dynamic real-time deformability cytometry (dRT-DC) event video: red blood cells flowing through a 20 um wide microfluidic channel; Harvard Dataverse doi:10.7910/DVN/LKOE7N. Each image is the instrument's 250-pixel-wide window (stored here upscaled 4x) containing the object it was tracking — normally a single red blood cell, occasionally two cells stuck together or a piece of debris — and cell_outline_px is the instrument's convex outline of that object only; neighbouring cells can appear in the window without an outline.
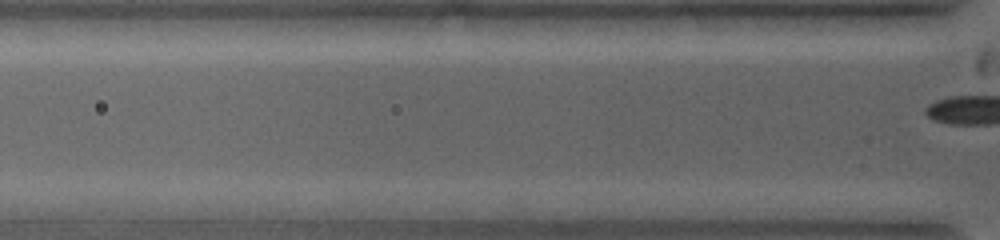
{"species": "common noctule bat (a hibernating species)", "species_latin": "Nyctalus noctula", "temperature_condition": "warm", "stored_images_in_passage": 3, "camera_frame_rate_fps": 5000, "um_per_image_px": 0.085, "animal": {"sex": "female", "body_mass_g": 19.0, "forearm_length_mm": 53.3}, "frame": {"image": 1, "passage_image": 2, "time_ms": 0.2, "image_size_px": [1000, 240], "cell_outline_px": [[512, 172], [500, 176], [388, 176], [372, 172], [360, 168], [380, 164], [392, 164], [508, 168]], "centroid_in_image_um": [36.97, 14.5], "position_along_channel_um": 88.8, "area_um2": 10.12}}